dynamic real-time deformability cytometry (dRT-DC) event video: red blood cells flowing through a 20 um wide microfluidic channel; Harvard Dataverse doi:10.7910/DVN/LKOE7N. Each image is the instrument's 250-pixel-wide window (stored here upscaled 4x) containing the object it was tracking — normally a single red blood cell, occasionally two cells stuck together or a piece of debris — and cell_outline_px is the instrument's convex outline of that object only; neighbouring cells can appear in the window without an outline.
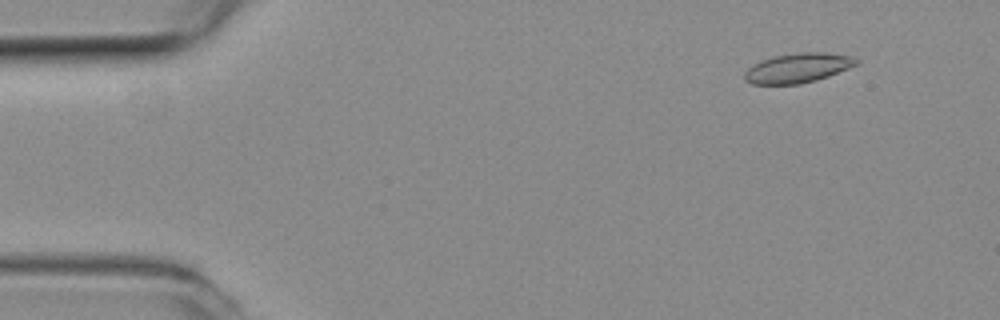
{"species": "common noctule bat (a hibernating species)", "species_latin": "Nyctalus noctula", "temperature_condition": "room temperature", "stored_images_in_passage": 52, "camera_frame_rate_fps": 3000, "um_per_image_px": 0.085, "animal": {"sex": "female", "body_mass_g": 19.3, "forearm_length_mm": 54.1}, "frame": {"image": 1, "passage_image": 5, "time_ms": 1.333, "image_size_px": [1000, 320], "cell_outline_px": [[860, 60], [856, 64], [848, 68], [828, 76], [816, 80], [800, 84], [752, 84], [744, 80], [744, 72], [748, 68], [764, 60], [776, 56], [800, 52], [828, 52], [852, 56]], "centroid_in_image_um": [67.84, 5.78], "position_along_channel_um": 17.2, "area_um2": 19.07}}
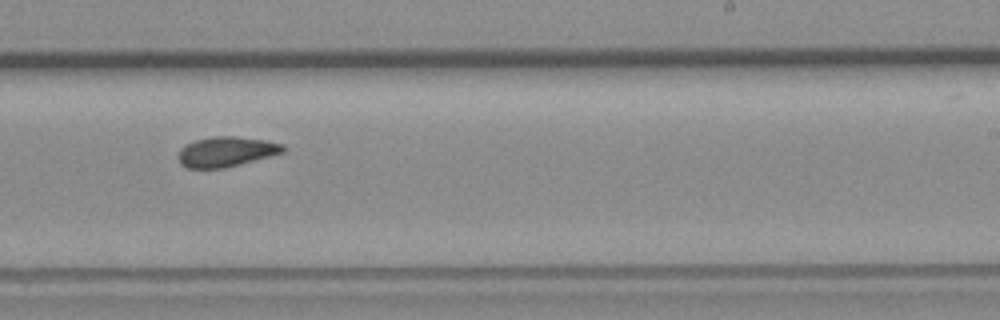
{"frame": {"image": 2, "passage_image": 32, "time_ms": 10.333, "image_size_px": [1000, 320], "cell_outline_px": [[284, 152], [224, 168], [188, 168], [180, 164], [176, 156], [180, 148], [196, 140], [212, 136], [236, 136], [264, 140], [284, 144]], "centroid_in_image_um": [19.18, 12.89], "position_along_channel_um": 269.8, "area_um2": 18.26}}
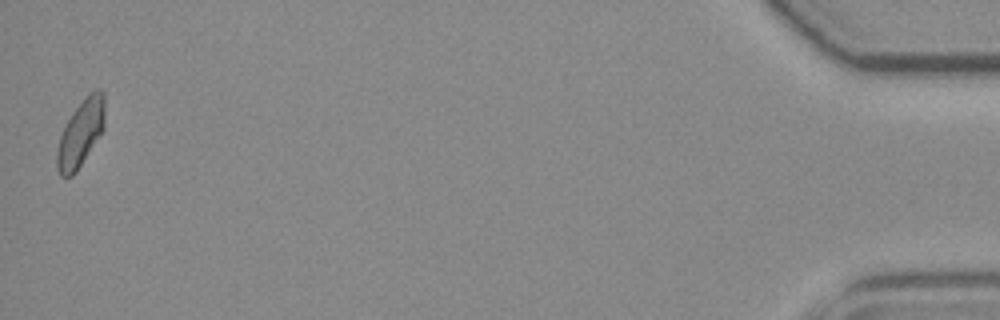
{"frame": {"image": 3, "passage_image": 52, "time_ms": 17.0, "image_size_px": [1000, 320], "cell_outline_px": [[104, 128], [76, 172], [72, 176], [60, 176], [56, 168], [56, 148], [60, 136], [72, 112], [88, 92], [96, 88], [100, 88], [104, 92]], "centroid_in_image_um": [6.85, 11.3], "position_along_channel_um": 428.4, "area_um2": 18.61}, "authors_computed_cell_mechanics": {"area_um2": 18.4093, "velocity_mm_per_s": 3.8869, "shape_relaxation_time_tau1_ms": null, "shape_relaxation_time_tau2_ms": 2.1971, "deformation_change_tau1": null, "deformation_change_tau2": 0.0806}}